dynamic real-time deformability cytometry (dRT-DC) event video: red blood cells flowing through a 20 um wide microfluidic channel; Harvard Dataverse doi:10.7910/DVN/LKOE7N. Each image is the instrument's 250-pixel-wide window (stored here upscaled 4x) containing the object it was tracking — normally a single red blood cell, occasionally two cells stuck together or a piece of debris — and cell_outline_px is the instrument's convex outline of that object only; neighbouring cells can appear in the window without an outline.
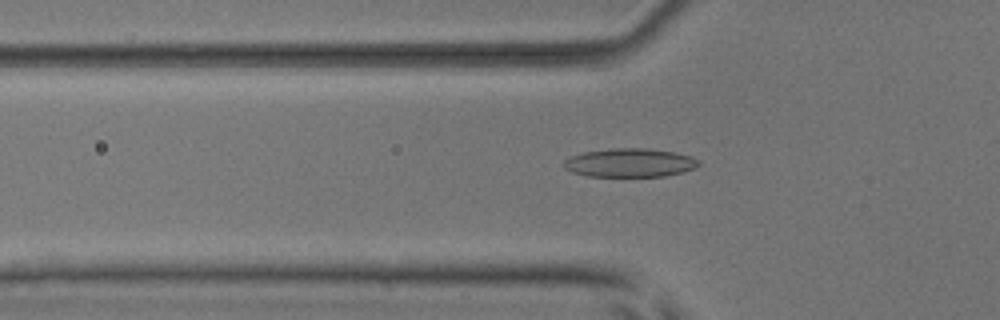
{"species": "common noctule bat (a hibernating species)", "species_latin": "Nyctalus noctula", "temperature_condition": "room temperature", "stored_images_in_passage": 38, "camera_frame_rate_fps": 3000, "um_per_image_px": 0.085, "animal": {"sex": "male", "body_mass_g": 17.9, "forearm_length_mm": 54.2}, "frame": {"image": 1, "passage_image": 3, "time_ms": 0.667, "image_size_px": [1000, 320], "cell_outline_px": [[700, 164], [696, 168], [664, 176], [588, 176], [572, 172], [564, 168], [564, 160], [572, 156], [584, 152], [612, 148], [648, 148], [672, 152], [692, 156], [700, 160]], "centroid_in_image_um": [53.55, 13.83], "position_along_channel_um": 72.2, "area_um2": 22.43}}
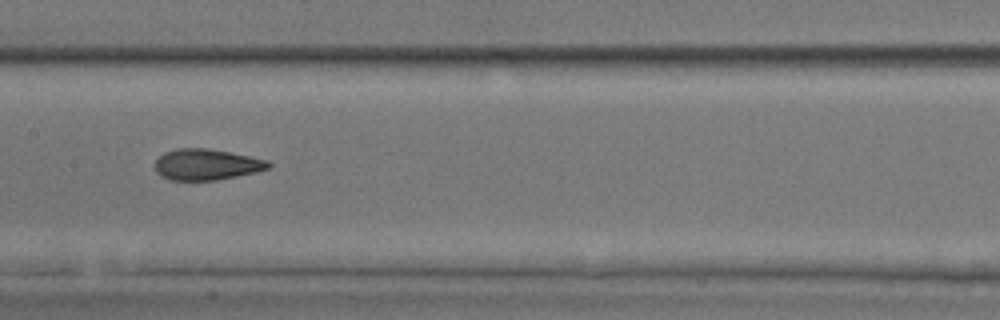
{"frame": {"image": 2, "passage_image": 12, "time_ms": 3.667, "image_size_px": [1000, 320], "cell_outline_px": [[272, 164], [268, 168], [256, 172], [216, 180], [168, 180], [160, 176], [156, 172], [156, 160], [164, 152], [176, 148], [208, 148], [268, 160]], "centroid_in_image_um": [17.53, 13.98], "position_along_channel_um": 189.9, "area_um2": 20.46}}
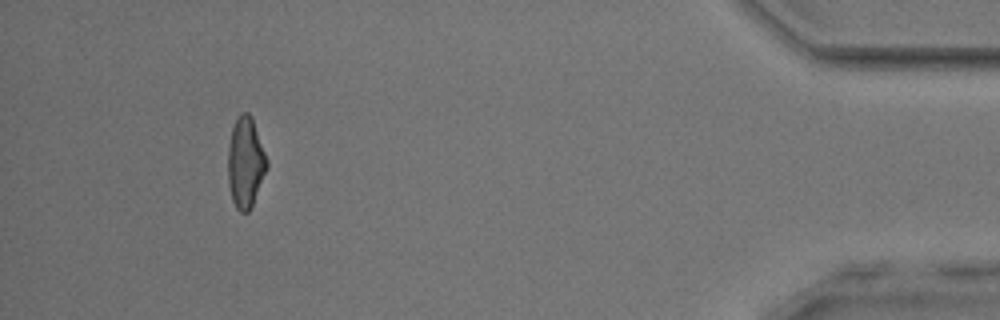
{"frame": {"image": 3, "passage_image": 34, "time_ms": 11.0, "image_size_px": [1000, 320], "cell_outline_px": [[268, 168], [252, 208], [248, 212], [240, 212], [236, 208], [232, 200], [228, 184], [228, 148], [232, 128], [236, 116], [240, 112], [248, 112], [252, 116], [268, 160]], "centroid_in_image_um": [20.88, 13.81], "position_along_channel_um": 414.3, "area_um2": 21.04}, "authors_computed_cell_mechanics": {"area_um2": 20.4612, "velocity_mm_per_s": 3.9183, "shape_relaxation_time_tau1_ms": 4.2203, "shape_relaxation_time_tau2_ms": 1.8363, "deformation_change_tau1": 0.15, "deformation_change_tau2": 0.0846}}